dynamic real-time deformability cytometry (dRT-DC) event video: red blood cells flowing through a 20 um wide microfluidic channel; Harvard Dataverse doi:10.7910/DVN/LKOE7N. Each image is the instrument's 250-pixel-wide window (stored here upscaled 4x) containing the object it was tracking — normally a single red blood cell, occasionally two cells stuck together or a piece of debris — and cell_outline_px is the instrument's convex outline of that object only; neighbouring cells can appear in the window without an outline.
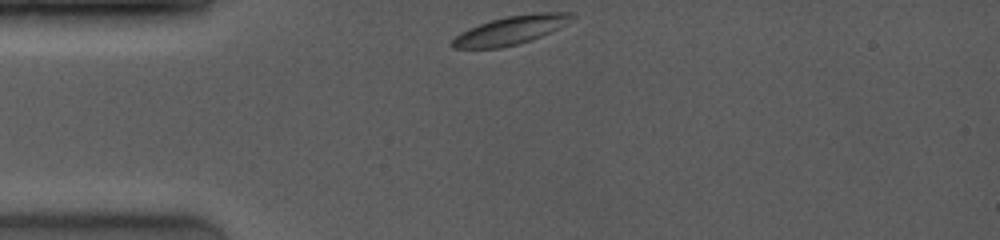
{"species": "common noctule bat (a hibernating species)", "species_latin": "Nyctalus noctula", "temperature_condition": "room temperature", "stored_images_in_passage": 66, "camera_frame_rate_fps": 4000, "um_per_image_px": 0.085, "animal": {"sex": "female", "body_mass_g": 19.0, "forearm_length_mm": 53.3}, "frame": {"image": 1, "passage_image": 1, "time_ms": 0.0, "image_size_px": [1000, 240], "cell_outline_px": [[576, 16], [564, 24], [532, 40], [520, 44], [500, 48], [452, 48], [448, 44], [460, 32], [468, 28], [492, 20], [508, 16], [536, 12], [568, 12]], "centroid_in_image_um": [43.36, 2.58], "position_along_channel_um": 41.6, "area_um2": 19.71}}
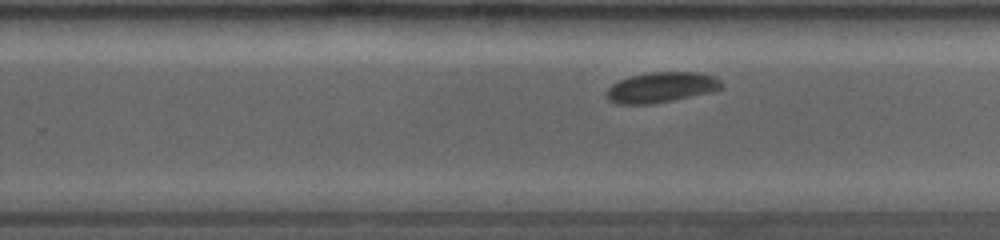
{"frame": {"image": 2, "passage_image": 41, "time_ms": 6.5, "image_size_px": [1000, 240], "cell_outline_px": [[724, 88], [712, 92], [652, 104], [616, 104], [608, 100], [608, 88], [612, 84], [620, 80], [632, 76], [652, 72], [700, 72], [712, 76], [720, 80], [724, 84]], "centroid_in_image_um": [56.25, 7.43], "position_along_channel_um": 273.5, "area_um2": 20.29}}
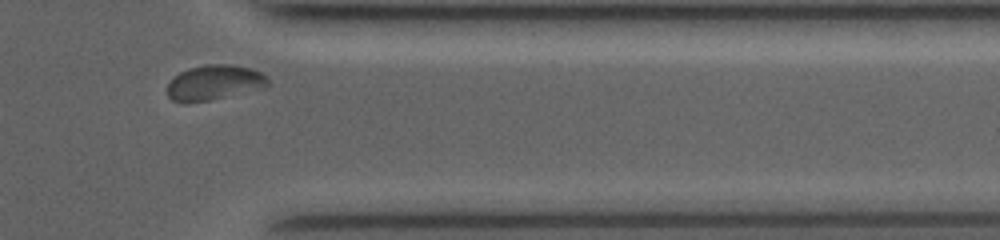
{"frame": {"image": 3, "passage_image": 60, "time_ms": 9.5, "image_size_px": [1000, 240], "cell_outline_px": [[268, 84], [264, 88], [208, 100], [188, 104], [184, 104], [172, 100], [168, 96], [168, 84], [180, 72], [188, 68], [208, 64], [228, 64], [252, 68], [268, 76]], "centroid_in_image_um": [18.22, 7.02], "position_along_channel_um": 393.2, "area_um2": 20.58}, "authors_computed_cell_mechanics": {"area_um2": 20.519, "velocity_mm_per_s": 3.9626, "shape_relaxation_time_tau1_ms": 2.5971, "shape_relaxation_time_tau2_ms": null, "deformation_change_tau1": 0.0565, "deformation_change_tau2": null}}